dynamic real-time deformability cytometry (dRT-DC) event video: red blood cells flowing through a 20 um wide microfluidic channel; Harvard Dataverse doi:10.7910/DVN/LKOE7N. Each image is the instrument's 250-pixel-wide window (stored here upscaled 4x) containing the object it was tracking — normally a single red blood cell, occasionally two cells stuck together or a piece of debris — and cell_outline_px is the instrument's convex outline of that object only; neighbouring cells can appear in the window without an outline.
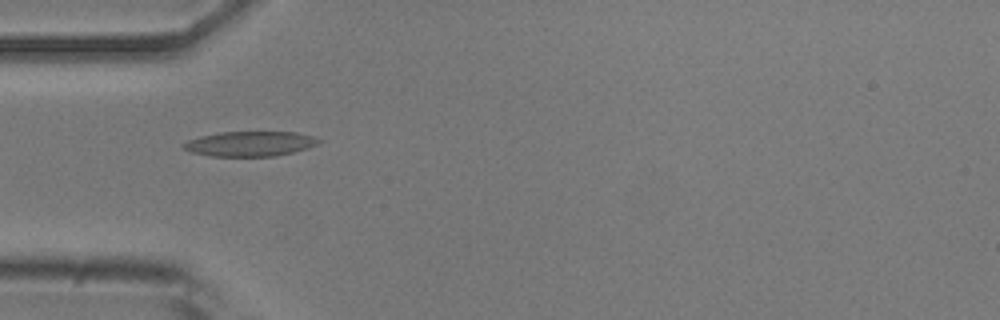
{"species": "common noctule bat (a hibernating species)", "species_latin": "Nyctalus noctula", "temperature_condition": "room temperature", "stored_images_in_passage": 4, "camera_frame_rate_fps": 3000, "um_per_image_px": 0.085, "animal": {"sex": "male", "body_mass_g": 20.5, "forearm_length_mm": 52.5}, "frame": {"image": 1, "passage_image": 1, "time_ms": 0.0, "image_size_px": [1000, 320], "cell_outline_px": [[324, 140], [308, 148], [276, 156], [212, 156], [192, 152], [184, 148], [180, 144], [188, 140], [200, 136], [220, 132], [296, 132], [312, 136]], "centroid_in_image_um": [21.25, 12.21], "position_along_channel_um": 63.7, "area_um2": 19.59}}
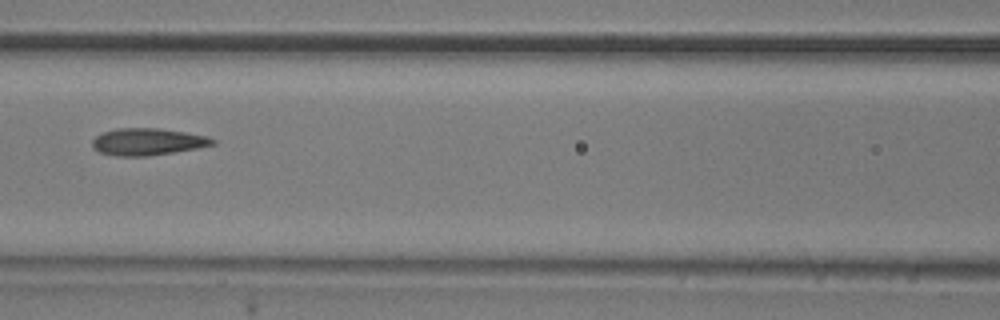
{"frame": {"image": 2, "passage_image": 3, "time_ms": 0.667, "image_size_px": [1000, 320], "cell_outline_px": [[216, 144], [196, 148], [148, 156], [116, 156], [100, 152], [92, 148], [92, 140], [96, 136], [104, 132], [116, 128], [160, 128], [208, 136], [216, 140]], "centroid_in_image_um": [12.54, 12.04], "position_along_channel_um": 154.1, "area_um2": 18.9}}
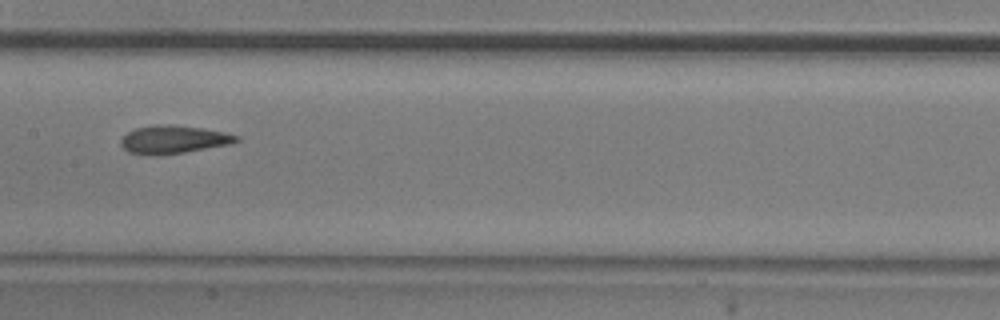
{"frame": {"image": 3, "passage_image": 4, "time_ms": 1.0, "image_size_px": [1000, 320], "cell_outline_px": [[240, 140], [232, 144], [184, 152], [156, 156], [148, 156], [128, 152], [120, 144], [120, 140], [128, 132], [136, 128], [156, 124], [172, 124], [204, 128], [224, 132], [240, 136]], "centroid_in_image_um": [14.75, 11.86], "position_along_channel_um": 192.6, "area_um2": 19.19}}